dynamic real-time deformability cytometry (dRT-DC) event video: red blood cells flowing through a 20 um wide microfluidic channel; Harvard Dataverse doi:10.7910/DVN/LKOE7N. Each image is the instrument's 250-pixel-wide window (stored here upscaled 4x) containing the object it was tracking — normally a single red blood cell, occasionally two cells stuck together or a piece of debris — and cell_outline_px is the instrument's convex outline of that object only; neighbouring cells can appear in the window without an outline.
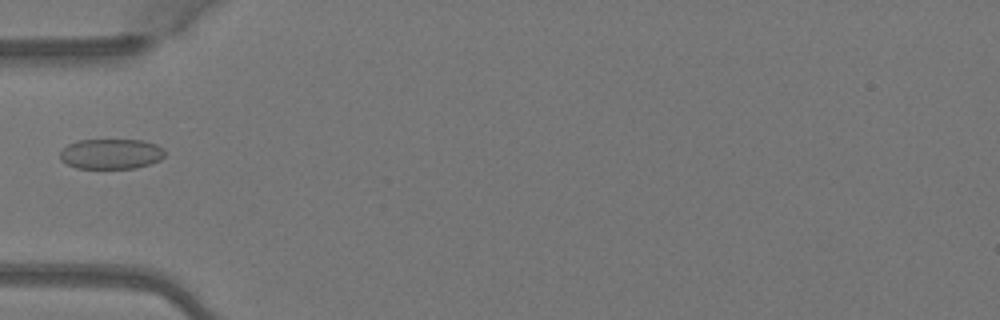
{"species": "Egyptian fruit bat (a non-hibernating species)", "species_latin": "Rousettus aegyptiacus", "temperature_condition": "warm", "stored_images_in_passage": 3, "camera_frame_rate_fps": 3000, "um_per_image_px": 0.085, "animal": {"sex": "female"}, "frame": {"image": 1, "passage_image": 3, "time_ms": 0.667, "image_size_px": [1000, 320], "cell_outline_px": [[164, 156], [160, 160], [136, 168], [76, 168], [60, 160], [60, 152], [68, 144], [76, 140], [144, 140], [156, 144], [164, 148]], "centroid_in_image_um": [9.44, 13.07], "position_along_channel_um": 75.6, "area_um2": 18.5}}